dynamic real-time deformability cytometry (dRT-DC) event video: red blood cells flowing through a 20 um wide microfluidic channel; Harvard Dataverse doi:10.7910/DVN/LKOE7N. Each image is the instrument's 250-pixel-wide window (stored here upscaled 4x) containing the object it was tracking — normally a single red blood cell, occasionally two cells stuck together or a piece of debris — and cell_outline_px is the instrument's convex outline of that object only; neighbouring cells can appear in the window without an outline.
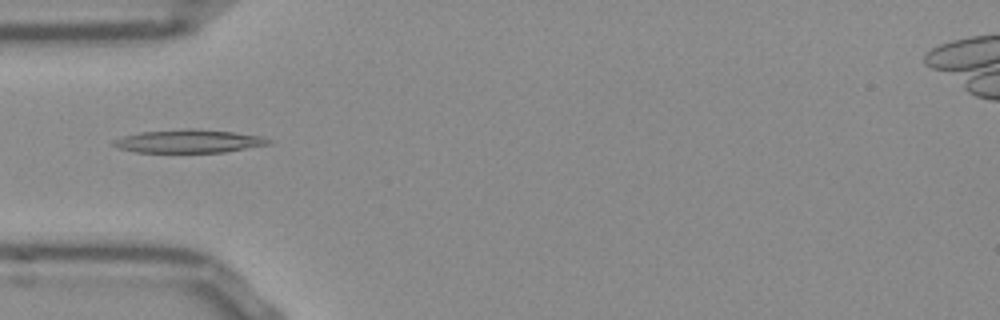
{"species": "Egyptian fruit bat (a non-hibernating species)", "species_latin": "Rousettus aegyptiacus", "temperature_condition": "room temperature", "stored_images_in_passage": 52, "camera_frame_rate_fps": 3000, "um_per_image_px": 0.085, "frame": {"image": 1, "passage_image": 16, "time_ms": 5.0, "image_size_px": [1000, 320], "cell_outline_px": [[272, 144], [224, 152], [136, 152], [120, 148], [112, 144], [116, 140], [124, 136], [140, 132], [184, 128], [192, 128], [232, 132], [264, 136], [272, 140]], "centroid_in_image_um": [16.13, 11.99], "position_along_channel_um": 68.9, "area_um2": 20.92}}
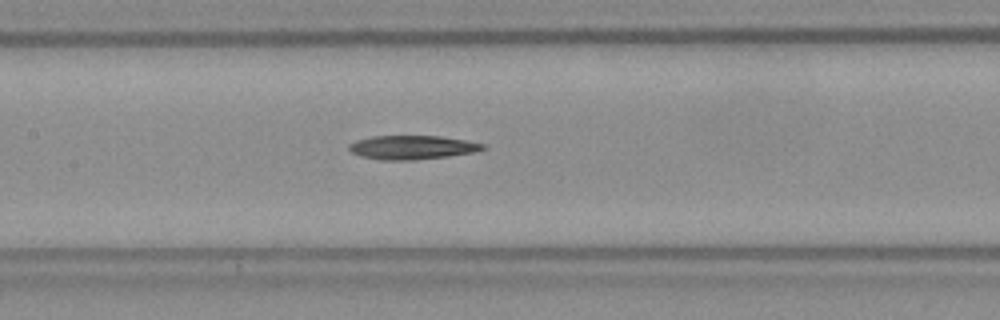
{"frame": {"image": 2, "passage_image": 24, "time_ms": 7.667, "image_size_px": [1000, 320], "cell_outline_px": [[488, 148], [476, 152], [448, 156], [412, 160], [380, 160], [360, 156], [352, 152], [348, 148], [348, 144], [356, 140], [372, 136], [440, 136], [464, 140], [484, 144]], "centroid_in_image_um": [35.03, 12.53], "position_along_channel_um": 172.4, "area_um2": 18.67}}
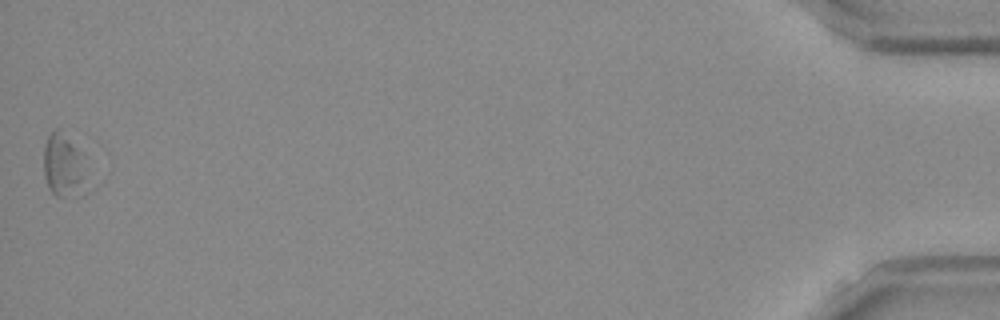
{"frame": {"image": 3, "passage_image": 52, "time_ms": 17.0, "image_size_px": [1000, 320], "cell_outline_px": [[80, 184], [60, 196], [56, 196], [48, 188], [44, 176], [44, 148], [48, 136], [56, 128], [76, 148], [80, 176]], "centroid_in_image_um": [5.15, 13.96], "position_along_channel_um": 430.0, "area_um2": 13.12}}